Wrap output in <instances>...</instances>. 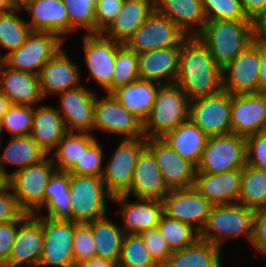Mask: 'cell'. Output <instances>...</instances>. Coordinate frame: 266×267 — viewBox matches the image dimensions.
I'll use <instances>...</instances> for the list:
<instances>
[{
    "label": "cell",
    "mask_w": 266,
    "mask_h": 267,
    "mask_svg": "<svg viewBox=\"0 0 266 267\" xmlns=\"http://www.w3.org/2000/svg\"><path fill=\"white\" fill-rule=\"evenodd\" d=\"M175 84L190 101L223 89L222 69L198 36H188L182 42Z\"/></svg>",
    "instance_id": "cell-1"
},
{
    "label": "cell",
    "mask_w": 266,
    "mask_h": 267,
    "mask_svg": "<svg viewBox=\"0 0 266 267\" xmlns=\"http://www.w3.org/2000/svg\"><path fill=\"white\" fill-rule=\"evenodd\" d=\"M223 69L253 42L251 20H209L197 35Z\"/></svg>",
    "instance_id": "cell-2"
},
{
    "label": "cell",
    "mask_w": 266,
    "mask_h": 267,
    "mask_svg": "<svg viewBox=\"0 0 266 267\" xmlns=\"http://www.w3.org/2000/svg\"><path fill=\"white\" fill-rule=\"evenodd\" d=\"M189 104V98L177 84H162L143 122L145 138H162L188 120Z\"/></svg>",
    "instance_id": "cell-3"
},
{
    "label": "cell",
    "mask_w": 266,
    "mask_h": 267,
    "mask_svg": "<svg viewBox=\"0 0 266 267\" xmlns=\"http://www.w3.org/2000/svg\"><path fill=\"white\" fill-rule=\"evenodd\" d=\"M254 210L239 203L213 205L207 221L199 232V239L218 248L224 240L239 235L251 242Z\"/></svg>",
    "instance_id": "cell-4"
},
{
    "label": "cell",
    "mask_w": 266,
    "mask_h": 267,
    "mask_svg": "<svg viewBox=\"0 0 266 267\" xmlns=\"http://www.w3.org/2000/svg\"><path fill=\"white\" fill-rule=\"evenodd\" d=\"M51 157L13 172L6 180L16 197L18 206L25 214H38L45 204V187L56 171Z\"/></svg>",
    "instance_id": "cell-5"
},
{
    "label": "cell",
    "mask_w": 266,
    "mask_h": 267,
    "mask_svg": "<svg viewBox=\"0 0 266 267\" xmlns=\"http://www.w3.org/2000/svg\"><path fill=\"white\" fill-rule=\"evenodd\" d=\"M71 221L91 222L107 215V192L101 177L70 174L69 183Z\"/></svg>",
    "instance_id": "cell-6"
},
{
    "label": "cell",
    "mask_w": 266,
    "mask_h": 267,
    "mask_svg": "<svg viewBox=\"0 0 266 267\" xmlns=\"http://www.w3.org/2000/svg\"><path fill=\"white\" fill-rule=\"evenodd\" d=\"M64 40L52 32L31 30L24 44L3 55L10 69L39 74L42 66L62 47Z\"/></svg>",
    "instance_id": "cell-7"
},
{
    "label": "cell",
    "mask_w": 266,
    "mask_h": 267,
    "mask_svg": "<svg viewBox=\"0 0 266 267\" xmlns=\"http://www.w3.org/2000/svg\"><path fill=\"white\" fill-rule=\"evenodd\" d=\"M245 163V137L231 132L208 137L196 171L222 173L242 169Z\"/></svg>",
    "instance_id": "cell-8"
},
{
    "label": "cell",
    "mask_w": 266,
    "mask_h": 267,
    "mask_svg": "<svg viewBox=\"0 0 266 267\" xmlns=\"http://www.w3.org/2000/svg\"><path fill=\"white\" fill-rule=\"evenodd\" d=\"M145 147V137L121 139L101 176L112 197L125 194L129 190L137 158Z\"/></svg>",
    "instance_id": "cell-9"
},
{
    "label": "cell",
    "mask_w": 266,
    "mask_h": 267,
    "mask_svg": "<svg viewBox=\"0 0 266 267\" xmlns=\"http://www.w3.org/2000/svg\"><path fill=\"white\" fill-rule=\"evenodd\" d=\"M232 94L218 93L194 99L189 104V119L208 137L231 133Z\"/></svg>",
    "instance_id": "cell-10"
},
{
    "label": "cell",
    "mask_w": 266,
    "mask_h": 267,
    "mask_svg": "<svg viewBox=\"0 0 266 267\" xmlns=\"http://www.w3.org/2000/svg\"><path fill=\"white\" fill-rule=\"evenodd\" d=\"M188 36L170 18L156 11L126 40L124 45L136 53L182 46Z\"/></svg>",
    "instance_id": "cell-11"
},
{
    "label": "cell",
    "mask_w": 266,
    "mask_h": 267,
    "mask_svg": "<svg viewBox=\"0 0 266 267\" xmlns=\"http://www.w3.org/2000/svg\"><path fill=\"white\" fill-rule=\"evenodd\" d=\"M97 128L119 134L122 139L145 137L143 122L124 108L112 93L101 99L95 97L93 130Z\"/></svg>",
    "instance_id": "cell-12"
},
{
    "label": "cell",
    "mask_w": 266,
    "mask_h": 267,
    "mask_svg": "<svg viewBox=\"0 0 266 267\" xmlns=\"http://www.w3.org/2000/svg\"><path fill=\"white\" fill-rule=\"evenodd\" d=\"M259 63V40L253 39L222 69L223 89L232 95L259 93Z\"/></svg>",
    "instance_id": "cell-13"
},
{
    "label": "cell",
    "mask_w": 266,
    "mask_h": 267,
    "mask_svg": "<svg viewBox=\"0 0 266 267\" xmlns=\"http://www.w3.org/2000/svg\"><path fill=\"white\" fill-rule=\"evenodd\" d=\"M74 222L43 216V248L39 266L76 267L73 254Z\"/></svg>",
    "instance_id": "cell-14"
},
{
    "label": "cell",
    "mask_w": 266,
    "mask_h": 267,
    "mask_svg": "<svg viewBox=\"0 0 266 267\" xmlns=\"http://www.w3.org/2000/svg\"><path fill=\"white\" fill-rule=\"evenodd\" d=\"M122 45L123 43L108 38L103 33H86L83 38L86 68L107 93H112L116 53Z\"/></svg>",
    "instance_id": "cell-15"
},
{
    "label": "cell",
    "mask_w": 266,
    "mask_h": 267,
    "mask_svg": "<svg viewBox=\"0 0 266 267\" xmlns=\"http://www.w3.org/2000/svg\"><path fill=\"white\" fill-rule=\"evenodd\" d=\"M146 147L153 153L169 190L194 187L196 166L181 157L162 138H147Z\"/></svg>",
    "instance_id": "cell-16"
},
{
    "label": "cell",
    "mask_w": 266,
    "mask_h": 267,
    "mask_svg": "<svg viewBox=\"0 0 266 267\" xmlns=\"http://www.w3.org/2000/svg\"><path fill=\"white\" fill-rule=\"evenodd\" d=\"M162 201L165 215L194 227L198 232L213 206L195 187L170 190Z\"/></svg>",
    "instance_id": "cell-17"
},
{
    "label": "cell",
    "mask_w": 266,
    "mask_h": 267,
    "mask_svg": "<svg viewBox=\"0 0 266 267\" xmlns=\"http://www.w3.org/2000/svg\"><path fill=\"white\" fill-rule=\"evenodd\" d=\"M42 248L43 217L28 214L17 226L10 257L2 267H20L23 263L38 267Z\"/></svg>",
    "instance_id": "cell-18"
},
{
    "label": "cell",
    "mask_w": 266,
    "mask_h": 267,
    "mask_svg": "<svg viewBox=\"0 0 266 267\" xmlns=\"http://www.w3.org/2000/svg\"><path fill=\"white\" fill-rule=\"evenodd\" d=\"M60 107H57L67 131L89 133L93 130L95 97L94 91L85 86L60 93Z\"/></svg>",
    "instance_id": "cell-19"
},
{
    "label": "cell",
    "mask_w": 266,
    "mask_h": 267,
    "mask_svg": "<svg viewBox=\"0 0 266 267\" xmlns=\"http://www.w3.org/2000/svg\"><path fill=\"white\" fill-rule=\"evenodd\" d=\"M266 121V92L232 95L231 132L247 137L260 133Z\"/></svg>",
    "instance_id": "cell-20"
},
{
    "label": "cell",
    "mask_w": 266,
    "mask_h": 267,
    "mask_svg": "<svg viewBox=\"0 0 266 267\" xmlns=\"http://www.w3.org/2000/svg\"><path fill=\"white\" fill-rule=\"evenodd\" d=\"M129 196L122 194L112 197V201L120 205L122 230L125 234H139L158 226L164 214L162 200L138 198L136 202L128 201ZM128 201V202H127Z\"/></svg>",
    "instance_id": "cell-21"
},
{
    "label": "cell",
    "mask_w": 266,
    "mask_h": 267,
    "mask_svg": "<svg viewBox=\"0 0 266 267\" xmlns=\"http://www.w3.org/2000/svg\"><path fill=\"white\" fill-rule=\"evenodd\" d=\"M169 191L153 153L145 147L137 158L132 183L125 195L162 200Z\"/></svg>",
    "instance_id": "cell-22"
},
{
    "label": "cell",
    "mask_w": 266,
    "mask_h": 267,
    "mask_svg": "<svg viewBox=\"0 0 266 267\" xmlns=\"http://www.w3.org/2000/svg\"><path fill=\"white\" fill-rule=\"evenodd\" d=\"M242 169L222 172H195L194 187L212 205L237 203L240 194Z\"/></svg>",
    "instance_id": "cell-23"
},
{
    "label": "cell",
    "mask_w": 266,
    "mask_h": 267,
    "mask_svg": "<svg viewBox=\"0 0 266 267\" xmlns=\"http://www.w3.org/2000/svg\"><path fill=\"white\" fill-rule=\"evenodd\" d=\"M181 46L137 53L139 79L174 84L179 70ZM165 78V82L162 80ZM168 80V81H167Z\"/></svg>",
    "instance_id": "cell-24"
},
{
    "label": "cell",
    "mask_w": 266,
    "mask_h": 267,
    "mask_svg": "<svg viewBox=\"0 0 266 267\" xmlns=\"http://www.w3.org/2000/svg\"><path fill=\"white\" fill-rule=\"evenodd\" d=\"M80 71L61 48L50 58L39 72V81L43 97L47 94L64 93L79 85Z\"/></svg>",
    "instance_id": "cell-25"
},
{
    "label": "cell",
    "mask_w": 266,
    "mask_h": 267,
    "mask_svg": "<svg viewBox=\"0 0 266 267\" xmlns=\"http://www.w3.org/2000/svg\"><path fill=\"white\" fill-rule=\"evenodd\" d=\"M0 91L9 97L11 105L33 106L44 97L39 75L8 68L0 64Z\"/></svg>",
    "instance_id": "cell-26"
},
{
    "label": "cell",
    "mask_w": 266,
    "mask_h": 267,
    "mask_svg": "<svg viewBox=\"0 0 266 267\" xmlns=\"http://www.w3.org/2000/svg\"><path fill=\"white\" fill-rule=\"evenodd\" d=\"M21 9L31 14V30L52 32L62 40L69 33V19L63 0H29ZM62 35V36H61Z\"/></svg>",
    "instance_id": "cell-27"
},
{
    "label": "cell",
    "mask_w": 266,
    "mask_h": 267,
    "mask_svg": "<svg viewBox=\"0 0 266 267\" xmlns=\"http://www.w3.org/2000/svg\"><path fill=\"white\" fill-rule=\"evenodd\" d=\"M154 11L170 18L187 36H197L206 22L201 0H155Z\"/></svg>",
    "instance_id": "cell-28"
},
{
    "label": "cell",
    "mask_w": 266,
    "mask_h": 267,
    "mask_svg": "<svg viewBox=\"0 0 266 267\" xmlns=\"http://www.w3.org/2000/svg\"><path fill=\"white\" fill-rule=\"evenodd\" d=\"M153 11L151 0H124L120 12L103 34L124 44Z\"/></svg>",
    "instance_id": "cell-29"
},
{
    "label": "cell",
    "mask_w": 266,
    "mask_h": 267,
    "mask_svg": "<svg viewBox=\"0 0 266 267\" xmlns=\"http://www.w3.org/2000/svg\"><path fill=\"white\" fill-rule=\"evenodd\" d=\"M35 109L34 107L30 136L48 154L56 148L58 142L68 131L55 107L42 105L37 110Z\"/></svg>",
    "instance_id": "cell-30"
},
{
    "label": "cell",
    "mask_w": 266,
    "mask_h": 267,
    "mask_svg": "<svg viewBox=\"0 0 266 267\" xmlns=\"http://www.w3.org/2000/svg\"><path fill=\"white\" fill-rule=\"evenodd\" d=\"M161 85L156 81L138 79L118 87L112 94L124 108L144 122L151 111Z\"/></svg>",
    "instance_id": "cell-31"
},
{
    "label": "cell",
    "mask_w": 266,
    "mask_h": 267,
    "mask_svg": "<svg viewBox=\"0 0 266 267\" xmlns=\"http://www.w3.org/2000/svg\"><path fill=\"white\" fill-rule=\"evenodd\" d=\"M162 139L181 157L196 166L201 158L208 136L188 119L176 129L166 133Z\"/></svg>",
    "instance_id": "cell-32"
},
{
    "label": "cell",
    "mask_w": 266,
    "mask_h": 267,
    "mask_svg": "<svg viewBox=\"0 0 266 267\" xmlns=\"http://www.w3.org/2000/svg\"><path fill=\"white\" fill-rule=\"evenodd\" d=\"M48 154L40 148L36 142L27 136H12L0 156V172L7 180L10 174L5 171V164H13L18 168L14 171L22 170L32 164L43 160Z\"/></svg>",
    "instance_id": "cell-33"
},
{
    "label": "cell",
    "mask_w": 266,
    "mask_h": 267,
    "mask_svg": "<svg viewBox=\"0 0 266 267\" xmlns=\"http://www.w3.org/2000/svg\"><path fill=\"white\" fill-rule=\"evenodd\" d=\"M220 248L198 239L183 249L174 250L162 267H221Z\"/></svg>",
    "instance_id": "cell-34"
},
{
    "label": "cell",
    "mask_w": 266,
    "mask_h": 267,
    "mask_svg": "<svg viewBox=\"0 0 266 267\" xmlns=\"http://www.w3.org/2000/svg\"><path fill=\"white\" fill-rule=\"evenodd\" d=\"M70 173L56 170L45 187V204L47 218L54 220H71L70 208Z\"/></svg>",
    "instance_id": "cell-35"
},
{
    "label": "cell",
    "mask_w": 266,
    "mask_h": 267,
    "mask_svg": "<svg viewBox=\"0 0 266 267\" xmlns=\"http://www.w3.org/2000/svg\"><path fill=\"white\" fill-rule=\"evenodd\" d=\"M94 238L95 256L118 261L125 235L121 227L107 216L90 222Z\"/></svg>",
    "instance_id": "cell-36"
},
{
    "label": "cell",
    "mask_w": 266,
    "mask_h": 267,
    "mask_svg": "<svg viewBox=\"0 0 266 267\" xmlns=\"http://www.w3.org/2000/svg\"><path fill=\"white\" fill-rule=\"evenodd\" d=\"M237 203L253 210L266 207L265 170L245 163Z\"/></svg>",
    "instance_id": "cell-37"
},
{
    "label": "cell",
    "mask_w": 266,
    "mask_h": 267,
    "mask_svg": "<svg viewBox=\"0 0 266 267\" xmlns=\"http://www.w3.org/2000/svg\"><path fill=\"white\" fill-rule=\"evenodd\" d=\"M95 140L93 134L68 131L58 142L54 156L51 157L56 169L67 171Z\"/></svg>",
    "instance_id": "cell-38"
},
{
    "label": "cell",
    "mask_w": 266,
    "mask_h": 267,
    "mask_svg": "<svg viewBox=\"0 0 266 267\" xmlns=\"http://www.w3.org/2000/svg\"><path fill=\"white\" fill-rule=\"evenodd\" d=\"M21 10L13 8L10 12L0 15V48L8 50V53L21 47L31 32L28 22L16 14ZM0 57L3 58L2 54Z\"/></svg>",
    "instance_id": "cell-39"
},
{
    "label": "cell",
    "mask_w": 266,
    "mask_h": 267,
    "mask_svg": "<svg viewBox=\"0 0 266 267\" xmlns=\"http://www.w3.org/2000/svg\"><path fill=\"white\" fill-rule=\"evenodd\" d=\"M157 228L172 251L190 246L199 239V232L194 227L165 214L161 216Z\"/></svg>",
    "instance_id": "cell-40"
},
{
    "label": "cell",
    "mask_w": 266,
    "mask_h": 267,
    "mask_svg": "<svg viewBox=\"0 0 266 267\" xmlns=\"http://www.w3.org/2000/svg\"><path fill=\"white\" fill-rule=\"evenodd\" d=\"M117 263L119 267H160L139 234L124 235Z\"/></svg>",
    "instance_id": "cell-41"
},
{
    "label": "cell",
    "mask_w": 266,
    "mask_h": 267,
    "mask_svg": "<svg viewBox=\"0 0 266 267\" xmlns=\"http://www.w3.org/2000/svg\"><path fill=\"white\" fill-rule=\"evenodd\" d=\"M98 0H63L69 19V33L78 28L95 33V3Z\"/></svg>",
    "instance_id": "cell-42"
},
{
    "label": "cell",
    "mask_w": 266,
    "mask_h": 267,
    "mask_svg": "<svg viewBox=\"0 0 266 267\" xmlns=\"http://www.w3.org/2000/svg\"><path fill=\"white\" fill-rule=\"evenodd\" d=\"M139 79L138 55L124 44L117 50L112 77V92Z\"/></svg>",
    "instance_id": "cell-43"
},
{
    "label": "cell",
    "mask_w": 266,
    "mask_h": 267,
    "mask_svg": "<svg viewBox=\"0 0 266 267\" xmlns=\"http://www.w3.org/2000/svg\"><path fill=\"white\" fill-rule=\"evenodd\" d=\"M34 106L11 105L3 116L0 131L6 129L12 136L30 135L33 123Z\"/></svg>",
    "instance_id": "cell-44"
},
{
    "label": "cell",
    "mask_w": 266,
    "mask_h": 267,
    "mask_svg": "<svg viewBox=\"0 0 266 267\" xmlns=\"http://www.w3.org/2000/svg\"><path fill=\"white\" fill-rule=\"evenodd\" d=\"M206 21L250 20L242 7L241 0H201Z\"/></svg>",
    "instance_id": "cell-45"
},
{
    "label": "cell",
    "mask_w": 266,
    "mask_h": 267,
    "mask_svg": "<svg viewBox=\"0 0 266 267\" xmlns=\"http://www.w3.org/2000/svg\"><path fill=\"white\" fill-rule=\"evenodd\" d=\"M103 155V150L96 139L67 171L70 174L101 177L104 169Z\"/></svg>",
    "instance_id": "cell-46"
},
{
    "label": "cell",
    "mask_w": 266,
    "mask_h": 267,
    "mask_svg": "<svg viewBox=\"0 0 266 267\" xmlns=\"http://www.w3.org/2000/svg\"><path fill=\"white\" fill-rule=\"evenodd\" d=\"M73 254L75 264L95 257V246L90 222L75 223L73 232Z\"/></svg>",
    "instance_id": "cell-47"
},
{
    "label": "cell",
    "mask_w": 266,
    "mask_h": 267,
    "mask_svg": "<svg viewBox=\"0 0 266 267\" xmlns=\"http://www.w3.org/2000/svg\"><path fill=\"white\" fill-rule=\"evenodd\" d=\"M139 235L141 236L144 245L147 247L153 260L160 267L164 266L168 262V259L173 251L168 246V243L161 235L159 229L156 227L147 231H143L139 233Z\"/></svg>",
    "instance_id": "cell-48"
},
{
    "label": "cell",
    "mask_w": 266,
    "mask_h": 267,
    "mask_svg": "<svg viewBox=\"0 0 266 267\" xmlns=\"http://www.w3.org/2000/svg\"><path fill=\"white\" fill-rule=\"evenodd\" d=\"M246 163L266 171V134L263 132L245 138Z\"/></svg>",
    "instance_id": "cell-49"
},
{
    "label": "cell",
    "mask_w": 266,
    "mask_h": 267,
    "mask_svg": "<svg viewBox=\"0 0 266 267\" xmlns=\"http://www.w3.org/2000/svg\"><path fill=\"white\" fill-rule=\"evenodd\" d=\"M124 0H98L95 3V33H103L120 12Z\"/></svg>",
    "instance_id": "cell-50"
},
{
    "label": "cell",
    "mask_w": 266,
    "mask_h": 267,
    "mask_svg": "<svg viewBox=\"0 0 266 267\" xmlns=\"http://www.w3.org/2000/svg\"><path fill=\"white\" fill-rule=\"evenodd\" d=\"M27 215L18 206L11 187L7 183L3 185L0 188V223L24 219Z\"/></svg>",
    "instance_id": "cell-51"
},
{
    "label": "cell",
    "mask_w": 266,
    "mask_h": 267,
    "mask_svg": "<svg viewBox=\"0 0 266 267\" xmlns=\"http://www.w3.org/2000/svg\"><path fill=\"white\" fill-rule=\"evenodd\" d=\"M250 244L258 252L266 254V207L254 210Z\"/></svg>",
    "instance_id": "cell-52"
},
{
    "label": "cell",
    "mask_w": 266,
    "mask_h": 267,
    "mask_svg": "<svg viewBox=\"0 0 266 267\" xmlns=\"http://www.w3.org/2000/svg\"><path fill=\"white\" fill-rule=\"evenodd\" d=\"M23 219L0 223V267L9 259L11 248L13 246L17 226Z\"/></svg>",
    "instance_id": "cell-53"
},
{
    "label": "cell",
    "mask_w": 266,
    "mask_h": 267,
    "mask_svg": "<svg viewBox=\"0 0 266 267\" xmlns=\"http://www.w3.org/2000/svg\"><path fill=\"white\" fill-rule=\"evenodd\" d=\"M253 39L266 41V2L262 9L251 19Z\"/></svg>",
    "instance_id": "cell-54"
},
{
    "label": "cell",
    "mask_w": 266,
    "mask_h": 267,
    "mask_svg": "<svg viewBox=\"0 0 266 267\" xmlns=\"http://www.w3.org/2000/svg\"><path fill=\"white\" fill-rule=\"evenodd\" d=\"M259 93L266 92V41H259Z\"/></svg>",
    "instance_id": "cell-55"
},
{
    "label": "cell",
    "mask_w": 266,
    "mask_h": 267,
    "mask_svg": "<svg viewBox=\"0 0 266 267\" xmlns=\"http://www.w3.org/2000/svg\"><path fill=\"white\" fill-rule=\"evenodd\" d=\"M76 267H119V265L116 261L95 256L88 260L81 261Z\"/></svg>",
    "instance_id": "cell-56"
},
{
    "label": "cell",
    "mask_w": 266,
    "mask_h": 267,
    "mask_svg": "<svg viewBox=\"0 0 266 267\" xmlns=\"http://www.w3.org/2000/svg\"><path fill=\"white\" fill-rule=\"evenodd\" d=\"M266 0H241L246 16L251 20L263 7Z\"/></svg>",
    "instance_id": "cell-57"
},
{
    "label": "cell",
    "mask_w": 266,
    "mask_h": 267,
    "mask_svg": "<svg viewBox=\"0 0 266 267\" xmlns=\"http://www.w3.org/2000/svg\"><path fill=\"white\" fill-rule=\"evenodd\" d=\"M11 106L9 97L0 91V125L3 116L6 114L8 108Z\"/></svg>",
    "instance_id": "cell-58"
},
{
    "label": "cell",
    "mask_w": 266,
    "mask_h": 267,
    "mask_svg": "<svg viewBox=\"0 0 266 267\" xmlns=\"http://www.w3.org/2000/svg\"><path fill=\"white\" fill-rule=\"evenodd\" d=\"M13 7L6 1L0 0V15L10 12Z\"/></svg>",
    "instance_id": "cell-59"
},
{
    "label": "cell",
    "mask_w": 266,
    "mask_h": 267,
    "mask_svg": "<svg viewBox=\"0 0 266 267\" xmlns=\"http://www.w3.org/2000/svg\"><path fill=\"white\" fill-rule=\"evenodd\" d=\"M29 0H10V5L13 8H22Z\"/></svg>",
    "instance_id": "cell-60"
},
{
    "label": "cell",
    "mask_w": 266,
    "mask_h": 267,
    "mask_svg": "<svg viewBox=\"0 0 266 267\" xmlns=\"http://www.w3.org/2000/svg\"><path fill=\"white\" fill-rule=\"evenodd\" d=\"M6 184V179L2 176L0 172V188Z\"/></svg>",
    "instance_id": "cell-61"
},
{
    "label": "cell",
    "mask_w": 266,
    "mask_h": 267,
    "mask_svg": "<svg viewBox=\"0 0 266 267\" xmlns=\"http://www.w3.org/2000/svg\"><path fill=\"white\" fill-rule=\"evenodd\" d=\"M264 134H266V121H265V124H264V127H263V131H262Z\"/></svg>",
    "instance_id": "cell-62"
}]
</instances>
